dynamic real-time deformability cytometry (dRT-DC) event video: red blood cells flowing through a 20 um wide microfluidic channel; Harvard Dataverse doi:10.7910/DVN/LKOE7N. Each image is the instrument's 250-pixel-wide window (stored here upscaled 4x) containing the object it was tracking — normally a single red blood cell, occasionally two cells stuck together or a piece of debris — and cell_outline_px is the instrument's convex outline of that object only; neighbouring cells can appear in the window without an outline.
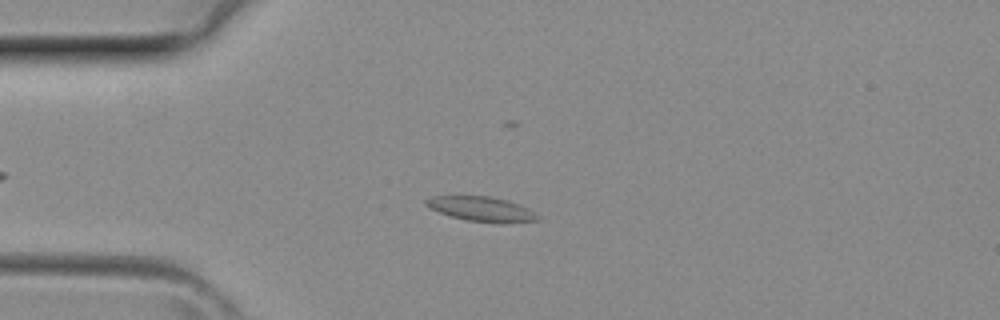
{"species": "common noctule bat (a hibernating species)", "species_latin": "Nyctalus noctula", "temperature_condition": "room temperature", "stored_images_in_passage": 40, "camera_frame_rate_fps": 3000, "um_per_image_px": 0.085, "animal": {"sex": "female", "body_mass_g": 29.2, "forearm_length_mm": 56.3}, "frame": {"image": 1, "passage_image": 10, "time_ms": 3.0, "image_size_px": [1000, 320], "cell_outline_px": [[540, 220], [464, 220], [440, 212], [424, 204], [424, 200], [432, 196], [488, 196], [504, 200], [528, 208], [540, 216]], "centroid_in_image_um": [40.82, 17.71], "position_along_channel_um": 44.2, "area_um2": 14.91}}
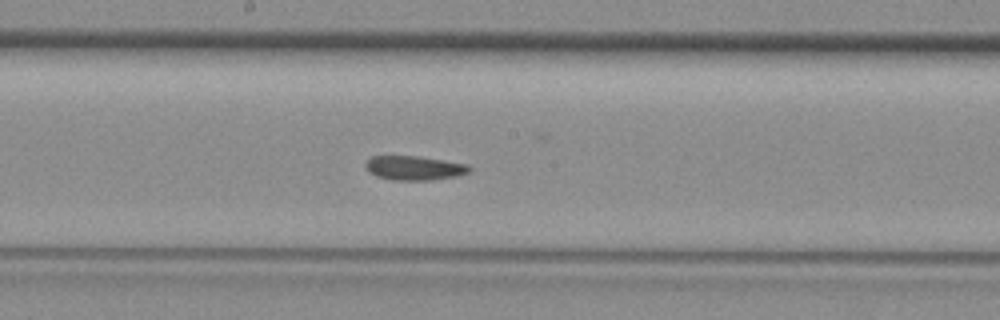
{"frame": {"image": 2, "passage_image": 21, "time_ms": 6.667, "image_size_px": [1000, 320], "cell_outline_px": [[472, 168], [468, 172], [456, 176], [428, 180], [392, 180], [376, 176], [368, 172], [364, 164], [372, 156], [416, 156], [468, 164]], "centroid_in_image_um": [35.18, 14.28], "position_along_channel_um": 213.0, "area_um2": 14.57}}
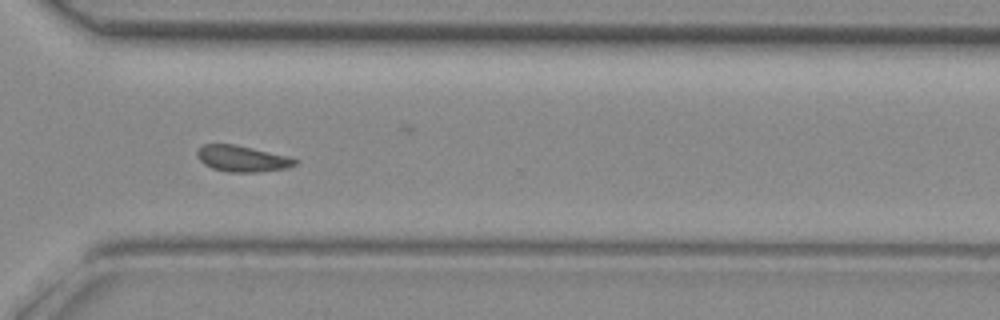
{"frame": {"image": 3, "passage_image": 29, "time_ms": 9.333, "image_size_px": [1000, 320], "cell_outline_px": [[296, 164], [288, 168], [256, 172], [228, 172], [212, 168], [204, 164], [200, 160], [196, 152], [204, 144], [236, 144], [288, 156], [296, 160]], "centroid_in_image_um": [20.58, 13.48], "position_along_channel_um": 350.0, "area_um2": 14.8}}